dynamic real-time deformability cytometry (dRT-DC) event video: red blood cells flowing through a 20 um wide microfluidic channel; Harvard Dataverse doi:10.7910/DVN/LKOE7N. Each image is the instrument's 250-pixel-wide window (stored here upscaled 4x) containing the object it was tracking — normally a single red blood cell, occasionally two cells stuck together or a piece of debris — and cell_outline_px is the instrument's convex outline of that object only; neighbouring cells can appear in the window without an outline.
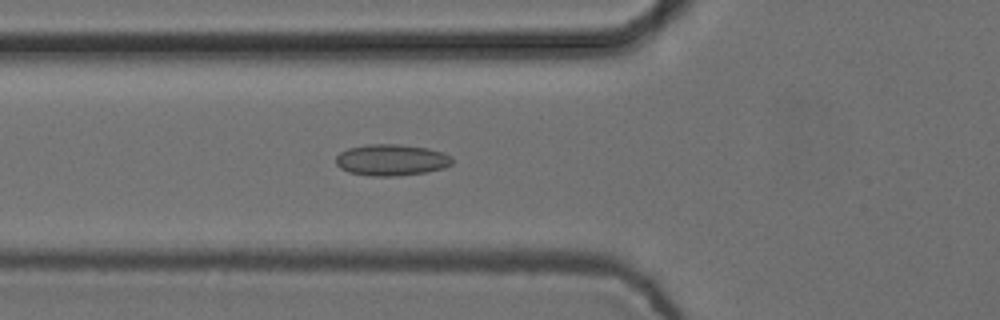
{"species": "common noctule bat (a hibernating species)", "species_latin": "Nyctalus noctula", "temperature_condition": "cold", "stored_images_in_passage": 47, "camera_frame_rate_fps": 3000, "um_per_image_px": 0.085, "animal": {"sex": "female", "body_mass_g": 24.6, "forearm_length_mm": 56.2}, "frame": {"image": 1, "passage_image": 18, "time_ms": 5.667, "image_size_px": [1000, 320], "cell_outline_px": [[452, 164], [444, 168], [424, 172], [396, 176], [368, 176], [348, 172], [340, 168], [336, 164], [336, 156], [340, 152], [348, 148], [368, 144], [400, 144], [428, 148], [452, 156]], "centroid_in_image_um": [33.24, 13.59], "position_along_channel_um": 92.6, "area_um2": 21.33}}
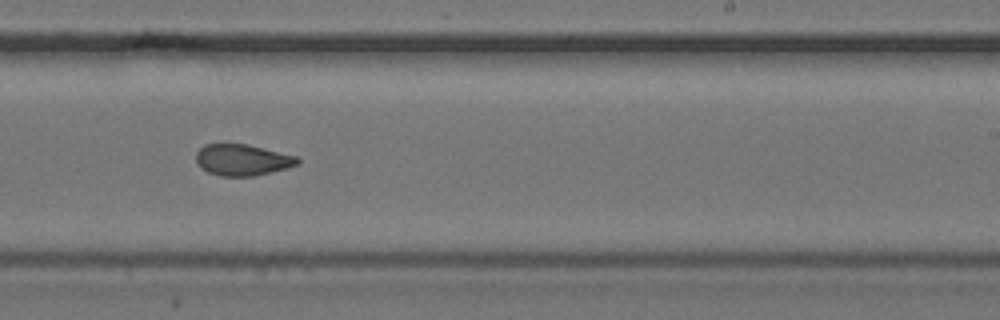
{"frame": {"image": 2, "passage_image": 32, "time_ms": 10.333, "image_size_px": [1000, 320], "cell_outline_px": [[300, 164], [288, 168], [252, 176], [220, 176], [208, 172], [200, 168], [196, 160], [196, 152], [204, 144], [248, 144], [296, 156], [300, 160]], "centroid_in_image_um": [20.6, 13.59], "position_along_channel_um": 268.4, "area_um2": 18.55}}
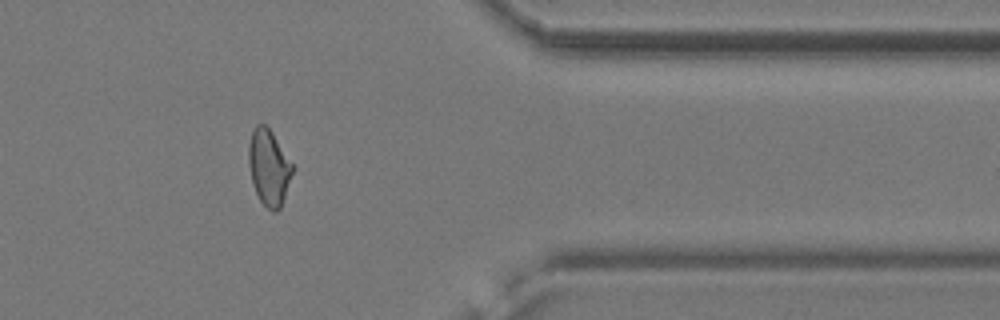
{"frame": {"image": 3, "passage_image": 43, "time_ms": 14.0, "image_size_px": [1000, 320], "cell_outline_px": [[292, 172], [280, 208], [276, 212], [272, 212], [260, 200], [252, 184], [248, 164], [248, 144], [252, 132], [256, 124], [264, 124], [272, 132], [292, 164]], "centroid_in_image_um": [22.81, 14.22], "position_along_channel_um": 388.6, "area_um2": 19.02}, "authors_computed_cell_mechanics": {"area_um2": 19.7098, "velocity_mm_per_s": 3.7623, "shape_relaxation_time_tau1_ms": null, "shape_relaxation_time_tau2_ms": 2.0292, "deformation_change_tau1": null, "deformation_change_tau2": 0.0746}}